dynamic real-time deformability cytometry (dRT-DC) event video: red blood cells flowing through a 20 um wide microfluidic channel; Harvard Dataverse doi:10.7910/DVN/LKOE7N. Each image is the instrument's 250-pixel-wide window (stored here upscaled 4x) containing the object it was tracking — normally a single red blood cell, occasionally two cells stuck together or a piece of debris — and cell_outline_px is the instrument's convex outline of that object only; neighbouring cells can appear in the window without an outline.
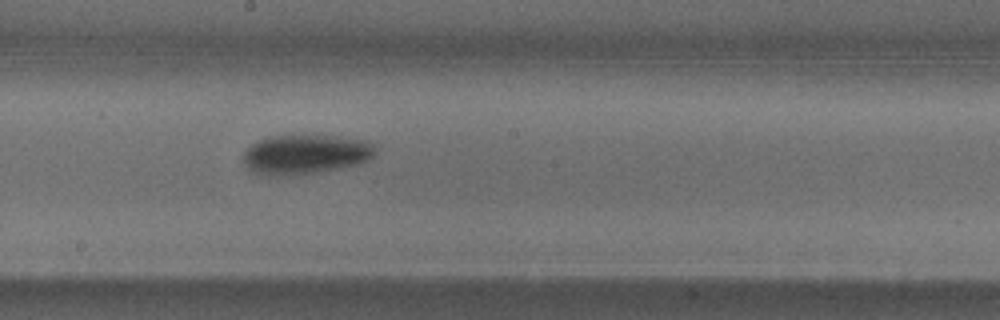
{"species": "common noctule bat (a hibernating species)", "species_latin": "Nyctalus noctula", "temperature_condition": "warm", "stored_images_in_passage": 14, "camera_frame_rate_fps": 3000, "um_per_image_px": 0.085, "animal": {"sex": "male", "body_mass_g": 18.8}, "frame": {"image": 1, "passage_image": 14, "time_ms": 4.333, "image_size_px": [1000, 320], "cell_outline_px": [[376, 152], [368, 160], [356, 164], [320, 172], [276, 176], [256, 176], [244, 164], [244, 152], [252, 144], [268, 136], [332, 136], [364, 140], [372, 144], [376, 148]], "centroid_in_image_um": [25.91, 13.14], "position_along_channel_um": 222.3, "area_um2": 30.29}}